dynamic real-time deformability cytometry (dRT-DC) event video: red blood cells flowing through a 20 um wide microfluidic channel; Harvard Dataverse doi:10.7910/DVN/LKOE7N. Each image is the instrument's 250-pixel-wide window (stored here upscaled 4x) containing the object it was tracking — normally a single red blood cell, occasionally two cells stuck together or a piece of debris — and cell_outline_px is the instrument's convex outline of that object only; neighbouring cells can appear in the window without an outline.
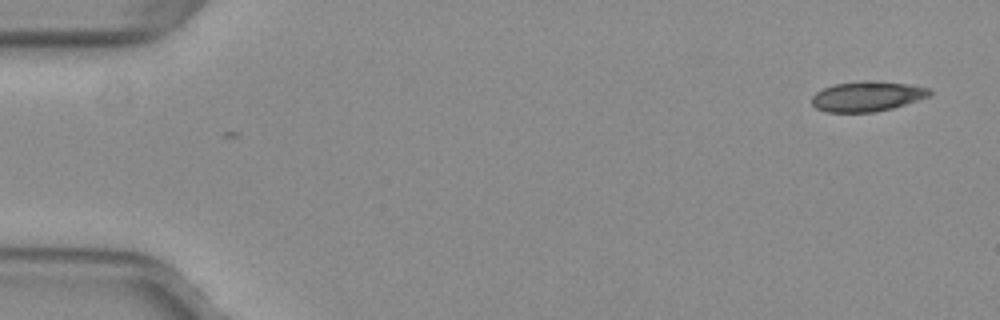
{"species": "common noctule bat (a hibernating species)", "species_latin": "Nyctalus noctula", "temperature_condition": "warm", "stored_images_in_passage": 6, "camera_frame_rate_fps": 3000, "um_per_image_px": 0.085, "animal": {"sex": "female", "body_mass_g": 29.2, "forearm_length_mm": 56.3}, "frame": {"image": 1, "passage_image": 6, "time_ms": 1.667, "image_size_px": [1000, 320], "cell_outline_px": [[932, 92], [928, 96], [892, 108], [872, 112], [824, 112], [816, 108], [812, 104], [812, 96], [816, 92], [832, 84], [864, 80], [876, 80], [908, 84], [928, 88]], "centroid_in_image_um": [73.66, 8.17], "position_along_channel_um": 11.3, "area_um2": 20.63}}